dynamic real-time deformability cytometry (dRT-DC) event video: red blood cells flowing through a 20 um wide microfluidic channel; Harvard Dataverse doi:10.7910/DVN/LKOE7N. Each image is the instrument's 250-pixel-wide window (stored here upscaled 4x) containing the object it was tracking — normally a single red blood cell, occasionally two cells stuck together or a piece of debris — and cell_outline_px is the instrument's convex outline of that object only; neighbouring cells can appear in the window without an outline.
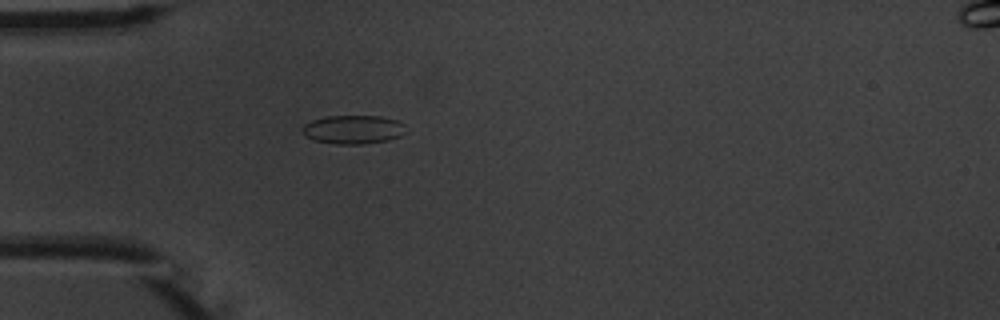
{"species": "common noctule bat (a hibernating species)", "species_latin": "Nyctalus noctula", "temperature_condition": "warm", "stored_images_in_passage": 6, "camera_frame_rate_fps": 3000, "um_per_image_px": 0.085, "animal": {"sex": "male", "body_mass_g": 20.1, "forearm_length_mm": 53.5}, "frame": {"image": 1, "passage_image": 5, "time_ms": 4.667, "image_size_px": [1000, 320], "cell_outline_px": [[404, 132], [400, 136], [388, 140], [360, 144], [336, 144], [312, 140], [304, 136], [300, 128], [304, 124], [312, 120], [324, 116], [380, 116], [396, 120], [404, 124]], "centroid_in_image_um": [29.95, 11.01], "position_along_channel_um": 55.0, "area_um2": 17.4}}